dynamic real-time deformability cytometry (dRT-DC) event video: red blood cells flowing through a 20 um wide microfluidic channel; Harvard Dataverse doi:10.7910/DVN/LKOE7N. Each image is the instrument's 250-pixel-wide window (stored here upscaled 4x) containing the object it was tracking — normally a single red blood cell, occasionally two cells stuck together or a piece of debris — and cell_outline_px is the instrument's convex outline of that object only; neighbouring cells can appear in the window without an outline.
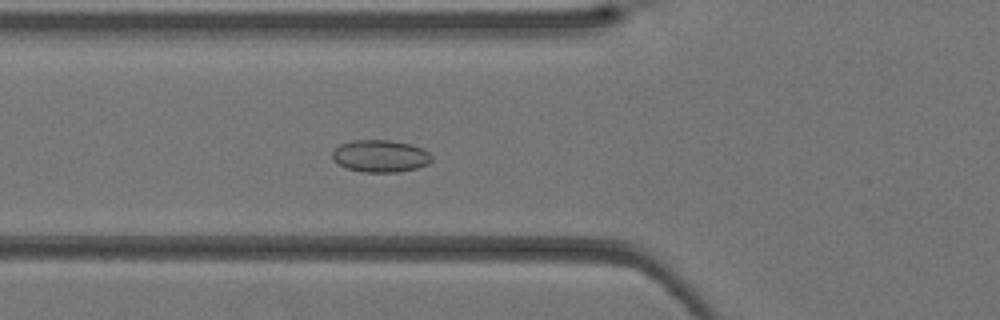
{"species": "Egyptian fruit bat (a non-hibernating species)", "species_latin": "Rousettus aegyptiacus", "temperature_condition": "warm", "stored_images_in_passage": 41, "camera_frame_rate_fps": 3000, "um_per_image_px": 0.085, "animal": {"sex": "female"}, "frame": {"image": 1, "passage_image": 15, "time_ms": 4.667, "image_size_px": [1000, 320], "cell_outline_px": [[432, 160], [428, 164], [416, 168], [400, 172], [364, 172], [348, 168], [336, 164], [332, 160], [332, 152], [340, 144], [352, 140], [392, 140], [412, 144], [428, 152], [432, 156]], "centroid_in_image_um": [32.31, 13.26], "position_along_channel_um": 93.5, "area_um2": 18.79}}
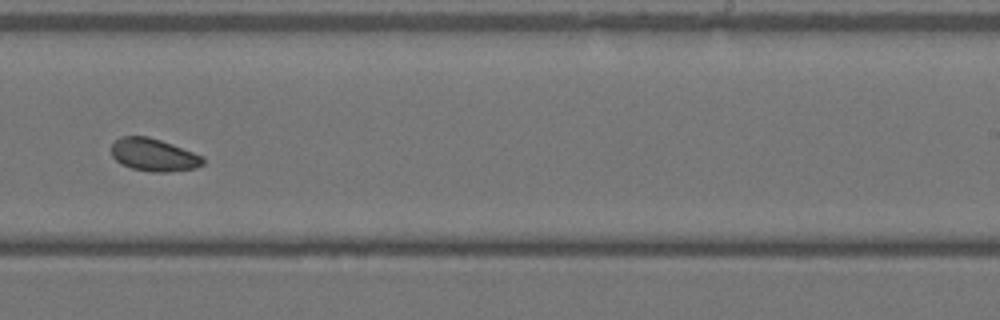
{"frame": {"image": 2, "passage_image": 26, "time_ms": 8.333, "image_size_px": [1000, 320], "cell_outline_px": [[204, 164], [196, 168], [168, 172], [152, 172], [132, 168], [120, 164], [112, 156], [112, 144], [120, 136], [148, 136], [172, 144], [204, 156]], "centroid_in_image_um": [13.08, 13.17], "position_along_channel_um": 275.9, "area_um2": 17.51}}
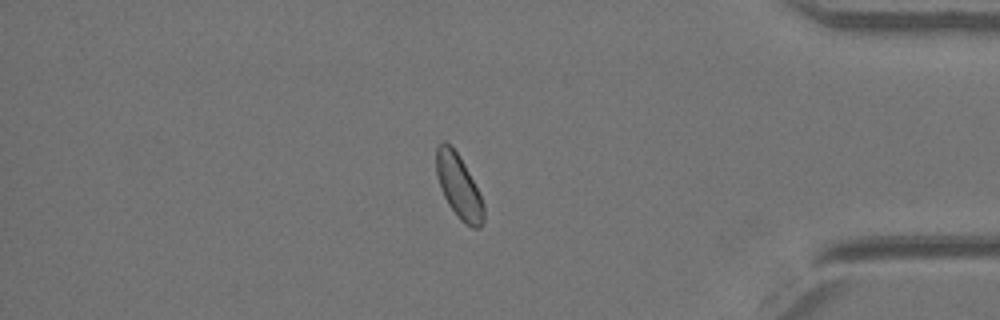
{"frame": {"image": 3, "passage_image": 35, "time_ms": 11.333, "image_size_px": [1000, 320], "cell_outline_px": [[484, 220], [480, 228], [472, 228], [464, 224], [456, 216], [448, 204], [444, 196], [436, 176], [436, 148], [444, 140], [456, 152], [464, 164], [484, 204]], "centroid_in_image_um": [38.98, 15.9], "position_along_channel_um": 396.2, "area_um2": 17.4}}